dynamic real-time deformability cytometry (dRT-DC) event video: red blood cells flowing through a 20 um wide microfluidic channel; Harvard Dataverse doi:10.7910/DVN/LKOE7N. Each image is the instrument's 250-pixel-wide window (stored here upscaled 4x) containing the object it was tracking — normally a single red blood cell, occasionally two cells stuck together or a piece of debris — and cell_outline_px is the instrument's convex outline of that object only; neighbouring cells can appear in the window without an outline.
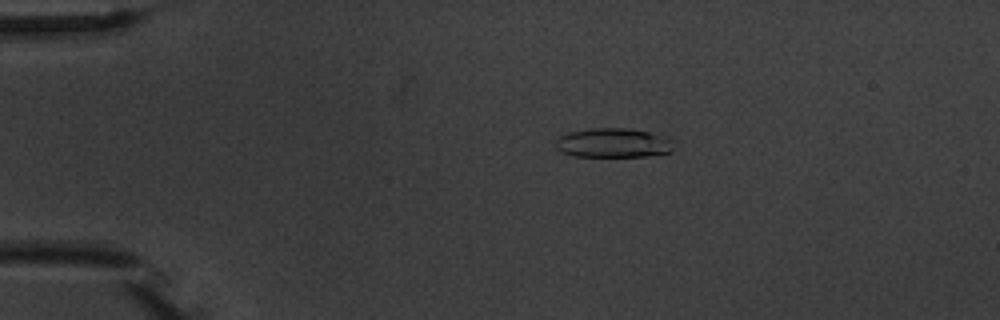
{"species": "common noctule bat (a hibernating species)", "species_latin": "Nyctalus noctula", "temperature_condition": "warm", "stored_images_in_passage": 5, "camera_frame_rate_fps": 3000, "um_per_image_px": 0.085, "animal": {"sex": "male", "body_mass_g": 20.1, "forearm_length_mm": 53.5}, "frame": {"image": 1, "passage_image": 2, "time_ms": 1.0, "image_size_px": [1000, 320], "cell_outline_px": [[672, 152], [644, 156], [572, 156], [560, 152], [556, 148], [556, 140], [560, 136], [568, 132], [592, 128], [628, 128], [648, 132], [660, 136], [668, 140]], "centroid_in_image_um": [52.01, 12.15], "position_along_channel_um": 33.0, "area_um2": 19.83}}